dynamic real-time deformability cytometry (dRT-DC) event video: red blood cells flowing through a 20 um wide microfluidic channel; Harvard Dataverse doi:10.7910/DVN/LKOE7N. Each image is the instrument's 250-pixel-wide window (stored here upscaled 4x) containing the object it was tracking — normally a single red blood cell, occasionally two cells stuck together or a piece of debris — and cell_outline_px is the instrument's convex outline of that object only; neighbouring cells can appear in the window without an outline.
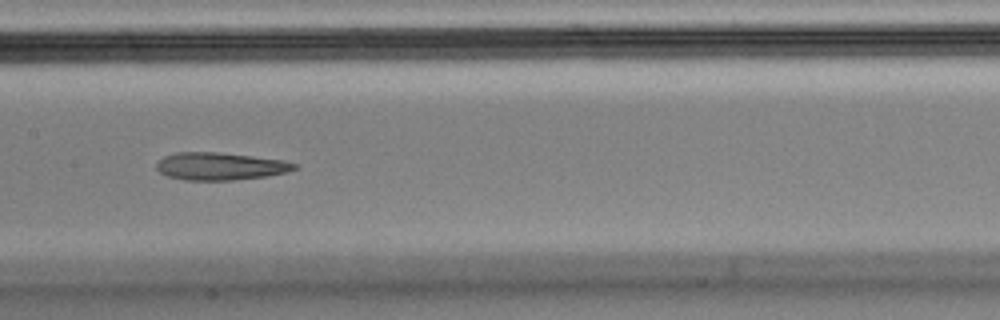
{"species": "Egyptian fruit bat (a non-hibernating species)", "species_latin": "Rousettus aegyptiacus", "temperature_condition": "cold", "stored_images_in_passage": 14, "camera_frame_rate_fps": 3000, "um_per_image_px": 0.085, "animal": {"sex": "male"}, "frame": {"image": 1, "passage_image": 7, "time_ms": 2.0, "image_size_px": [1000, 320], "cell_outline_px": [[300, 168], [288, 172], [264, 176], [232, 180], [184, 180], [168, 176], [160, 172], [156, 168], [156, 164], [164, 156], [176, 152], [216, 152], [252, 156], [284, 160], [300, 164]], "centroid_in_image_um": [18.76, 14.13], "position_along_channel_um": 188.6, "area_um2": 22.2}}
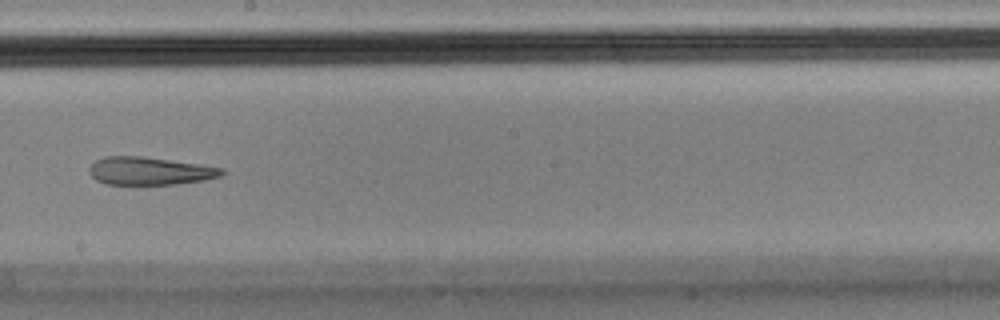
{"frame": {"image": 2, "passage_image": 8, "time_ms": 2.333, "image_size_px": [1000, 320], "cell_outline_px": [[228, 172], [220, 176], [204, 180], [176, 184], [104, 184], [96, 180], [88, 172], [88, 168], [96, 160], [104, 156], [140, 156], [200, 164], [224, 168]], "centroid_in_image_um": [12.74, 14.53], "position_along_channel_um": 235.5, "area_um2": 21.62}}